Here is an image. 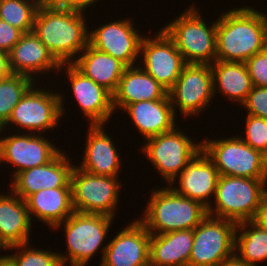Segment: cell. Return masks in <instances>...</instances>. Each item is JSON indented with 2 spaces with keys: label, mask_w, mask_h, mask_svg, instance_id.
Instances as JSON below:
<instances>
[{
  "label": "cell",
  "mask_w": 267,
  "mask_h": 266,
  "mask_svg": "<svg viewBox=\"0 0 267 266\" xmlns=\"http://www.w3.org/2000/svg\"><path fill=\"white\" fill-rule=\"evenodd\" d=\"M237 224L207 215L194 228L189 266H219L235 253Z\"/></svg>",
  "instance_id": "obj_11"
},
{
  "label": "cell",
  "mask_w": 267,
  "mask_h": 266,
  "mask_svg": "<svg viewBox=\"0 0 267 266\" xmlns=\"http://www.w3.org/2000/svg\"><path fill=\"white\" fill-rule=\"evenodd\" d=\"M251 221L267 230V192L262 196L256 214Z\"/></svg>",
  "instance_id": "obj_38"
},
{
  "label": "cell",
  "mask_w": 267,
  "mask_h": 266,
  "mask_svg": "<svg viewBox=\"0 0 267 266\" xmlns=\"http://www.w3.org/2000/svg\"><path fill=\"white\" fill-rule=\"evenodd\" d=\"M266 184L267 179L219 176L208 215L236 224L251 221L267 192Z\"/></svg>",
  "instance_id": "obj_6"
},
{
  "label": "cell",
  "mask_w": 267,
  "mask_h": 266,
  "mask_svg": "<svg viewBox=\"0 0 267 266\" xmlns=\"http://www.w3.org/2000/svg\"><path fill=\"white\" fill-rule=\"evenodd\" d=\"M72 204L75 212L104 214L115 217L119 208V176L93 175L74 164L70 177Z\"/></svg>",
  "instance_id": "obj_10"
},
{
  "label": "cell",
  "mask_w": 267,
  "mask_h": 266,
  "mask_svg": "<svg viewBox=\"0 0 267 266\" xmlns=\"http://www.w3.org/2000/svg\"><path fill=\"white\" fill-rule=\"evenodd\" d=\"M64 68V69H62ZM65 71L72 95L79 104L83 117L90 122L89 125H106L109 123L113 109V95L104 87L85 76L73 64H61L59 72ZM107 122V123H106Z\"/></svg>",
  "instance_id": "obj_16"
},
{
  "label": "cell",
  "mask_w": 267,
  "mask_h": 266,
  "mask_svg": "<svg viewBox=\"0 0 267 266\" xmlns=\"http://www.w3.org/2000/svg\"><path fill=\"white\" fill-rule=\"evenodd\" d=\"M8 193L0 194V242L6 248L29 243L33 223L26 201Z\"/></svg>",
  "instance_id": "obj_24"
},
{
  "label": "cell",
  "mask_w": 267,
  "mask_h": 266,
  "mask_svg": "<svg viewBox=\"0 0 267 266\" xmlns=\"http://www.w3.org/2000/svg\"><path fill=\"white\" fill-rule=\"evenodd\" d=\"M23 32L0 19V51L10 53Z\"/></svg>",
  "instance_id": "obj_36"
},
{
  "label": "cell",
  "mask_w": 267,
  "mask_h": 266,
  "mask_svg": "<svg viewBox=\"0 0 267 266\" xmlns=\"http://www.w3.org/2000/svg\"><path fill=\"white\" fill-rule=\"evenodd\" d=\"M150 238L145 225L135 219L108 241L99 266H150Z\"/></svg>",
  "instance_id": "obj_17"
},
{
  "label": "cell",
  "mask_w": 267,
  "mask_h": 266,
  "mask_svg": "<svg viewBox=\"0 0 267 266\" xmlns=\"http://www.w3.org/2000/svg\"><path fill=\"white\" fill-rule=\"evenodd\" d=\"M103 128L104 125H89L82 162L77 167L93 175L119 176L122 157Z\"/></svg>",
  "instance_id": "obj_21"
},
{
  "label": "cell",
  "mask_w": 267,
  "mask_h": 266,
  "mask_svg": "<svg viewBox=\"0 0 267 266\" xmlns=\"http://www.w3.org/2000/svg\"><path fill=\"white\" fill-rule=\"evenodd\" d=\"M126 67L120 79L118 88L113 94L114 112L123 110L127 105L149 100L164 99L168 91L141 67Z\"/></svg>",
  "instance_id": "obj_23"
},
{
  "label": "cell",
  "mask_w": 267,
  "mask_h": 266,
  "mask_svg": "<svg viewBox=\"0 0 267 266\" xmlns=\"http://www.w3.org/2000/svg\"><path fill=\"white\" fill-rule=\"evenodd\" d=\"M41 88V89H40ZM36 88L32 85L22 96L19 103L15 106L8 121L1 127L2 130L10 129L8 126L22 128L26 133L53 130L58 127L59 119L64 117L65 97L59 92H50L49 89ZM63 115V116H62ZM16 125V126H15ZM8 127V128H6Z\"/></svg>",
  "instance_id": "obj_8"
},
{
  "label": "cell",
  "mask_w": 267,
  "mask_h": 266,
  "mask_svg": "<svg viewBox=\"0 0 267 266\" xmlns=\"http://www.w3.org/2000/svg\"><path fill=\"white\" fill-rule=\"evenodd\" d=\"M25 201L31 221L35 217L51 230L74 212L71 187L41 189Z\"/></svg>",
  "instance_id": "obj_25"
},
{
  "label": "cell",
  "mask_w": 267,
  "mask_h": 266,
  "mask_svg": "<svg viewBox=\"0 0 267 266\" xmlns=\"http://www.w3.org/2000/svg\"><path fill=\"white\" fill-rule=\"evenodd\" d=\"M86 18L85 13L57 8L43 0L32 31L60 65L72 64L88 45Z\"/></svg>",
  "instance_id": "obj_1"
},
{
  "label": "cell",
  "mask_w": 267,
  "mask_h": 266,
  "mask_svg": "<svg viewBox=\"0 0 267 266\" xmlns=\"http://www.w3.org/2000/svg\"><path fill=\"white\" fill-rule=\"evenodd\" d=\"M145 208L138 219L151 235L194 229L208 215L203 204L178 194L170 185L154 189Z\"/></svg>",
  "instance_id": "obj_3"
},
{
  "label": "cell",
  "mask_w": 267,
  "mask_h": 266,
  "mask_svg": "<svg viewBox=\"0 0 267 266\" xmlns=\"http://www.w3.org/2000/svg\"><path fill=\"white\" fill-rule=\"evenodd\" d=\"M30 246V242L26 244L15 245L6 248L7 250H15L11 254L16 266H63L60 256L57 252L48 249L34 248ZM17 251V252H16ZM14 254V255H13Z\"/></svg>",
  "instance_id": "obj_32"
},
{
  "label": "cell",
  "mask_w": 267,
  "mask_h": 266,
  "mask_svg": "<svg viewBox=\"0 0 267 266\" xmlns=\"http://www.w3.org/2000/svg\"><path fill=\"white\" fill-rule=\"evenodd\" d=\"M168 95L175 115L177 110L184 118L205 112L214 98L210 64L186 63Z\"/></svg>",
  "instance_id": "obj_12"
},
{
  "label": "cell",
  "mask_w": 267,
  "mask_h": 266,
  "mask_svg": "<svg viewBox=\"0 0 267 266\" xmlns=\"http://www.w3.org/2000/svg\"><path fill=\"white\" fill-rule=\"evenodd\" d=\"M163 180L170 185L187 164L202 151V142L193 141L179 127L146 139L141 148Z\"/></svg>",
  "instance_id": "obj_9"
},
{
  "label": "cell",
  "mask_w": 267,
  "mask_h": 266,
  "mask_svg": "<svg viewBox=\"0 0 267 266\" xmlns=\"http://www.w3.org/2000/svg\"><path fill=\"white\" fill-rule=\"evenodd\" d=\"M48 1L57 8L86 13L87 12L86 9L88 7H93L92 5L97 3L99 0H48Z\"/></svg>",
  "instance_id": "obj_37"
},
{
  "label": "cell",
  "mask_w": 267,
  "mask_h": 266,
  "mask_svg": "<svg viewBox=\"0 0 267 266\" xmlns=\"http://www.w3.org/2000/svg\"><path fill=\"white\" fill-rule=\"evenodd\" d=\"M125 111L133 125L146 140L150 137L167 133L177 126L176 115L169 95L164 99L139 101L127 105Z\"/></svg>",
  "instance_id": "obj_22"
},
{
  "label": "cell",
  "mask_w": 267,
  "mask_h": 266,
  "mask_svg": "<svg viewBox=\"0 0 267 266\" xmlns=\"http://www.w3.org/2000/svg\"><path fill=\"white\" fill-rule=\"evenodd\" d=\"M202 151L214 163L220 176L267 179V157L237 136L204 138Z\"/></svg>",
  "instance_id": "obj_7"
},
{
  "label": "cell",
  "mask_w": 267,
  "mask_h": 266,
  "mask_svg": "<svg viewBox=\"0 0 267 266\" xmlns=\"http://www.w3.org/2000/svg\"><path fill=\"white\" fill-rule=\"evenodd\" d=\"M193 5L161 28L174 41L185 63L211 65L216 60L217 19L208 25Z\"/></svg>",
  "instance_id": "obj_5"
},
{
  "label": "cell",
  "mask_w": 267,
  "mask_h": 266,
  "mask_svg": "<svg viewBox=\"0 0 267 266\" xmlns=\"http://www.w3.org/2000/svg\"><path fill=\"white\" fill-rule=\"evenodd\" d=\"M155 36H144L140 47V66L167 91L179 78L186 64L174 41L161 28Z\"/></svg>",
  "instance_id": "obj_13"
},
{
  "label": "cell",
  "mask_w": 267,
  "mask_h": 266,
  "mask_svg": "<svg viewBox=\"0 0 267 266\" xmlns=\"http://www.w3.org/2000/svg\"><path fill=\"white\" fill-rule=\"evenodd\" d=\"M264 51L267 53V29H266L265 38H264Z\"/></svg>",
  "instance_id": "obj_42"
},
{
  "label": "cell",
  "mask_w": 267,
  "mask_h": 266,
  "mask_svg": "<svg viewBox=\"0 0 267 266\" xmlns=\"http://www.w3.org/2000/svg\"><path fill=\"white\" fill-rule=\"evenodd\" d=\"M219 266H248L239 260L235 255L230 259L223 261Z\"/></svg>",
  "instance_id": "obj_40"
},
{
  "label": "cell",
  "mask_w": 267,
  "mask_h": 266,
  "mask_svg": "<svg viewBox=\"0 0 267 266\" xmlns=\"http://www.w3.org/2000/svg\"><path fill=\"white\" fill-rule=\"evenodd\" d=\"M219 176V172L214 163L201 151L187 164L175 180L171 182L170 187L178 194L198 201L208 208L215 195ZM175 183L178 185L176 186Z\"/></svg>",
  "instance_id": "obj_19"
},
{
  "label": "cell",
  "mask_w": 267,
  "mask_h": 266,
  "mask_svg": "<svg viewBox=\"0 0 267 266\" xmlns=\"http://www.w3.org/2000/svg\"><path fill=\"white\" fill-rule=\"evenodd\" d=\"M33 84H36L33 79L18 74L0 80V128L8 121L15 106Z\"/></svg>",
  "instance_id": "obj_31"
},
{
  "label": "cell",
  "mask_w": 267,
  "mask_h": 266,
  "mask_svg": "<svg viewBox=\"0 0 267 266\" xmlns=\"http://www.w3.org/2000/svg\"><path fill=\"white\" fill-rule=\"evenodd\" d=\"M245 123V137H239L267 157V119L247 114Z\"/></svg>",
  "instance_id": "obj_33"
},
{
  "label": "cell",
  "mask_w": 267,
  "mask_h": 266,
  "mask_svg": "<svg viewBox=\"0 0 267 266\" xmlns=\"http://www.w3.org/2000/svg\"><path fill=\"white\" fill-rule=\"evenodd\" d=\"M114 218L104 214L73 212L64 222L53 229L64 227L66 252H58L63 266H86L89 260L101 250V260L107 244H103ZM61 226V227H60ZM63 226V227H62ZM102 246V247H101Z\"/></svg>",
  "instance_id": "obj_4"
},
{
  "label": "cell",
  "mask_w": 267,
  "mask_h": 266,
  "mask_svg": "<svg viewBox=\"0 0 267 266\" xmlns=\"http://www.w3.org/2000/svg\"><path fill=\"white\" fill-rule=\"evenodd\" d=\"M194 229L151 235L150 266H189Z\"/></svg>",
  "instance_id": "obj_26"
},
{
  "label": "cell",
  "mask_w": 267,
  "mask_h": 266,
  "mask_svg": "<svg viewBox=\"0 0 267 266\" xmlns=\"http://www.w3.org/2000/svg\"><path fill=\"white\" fill-rule=\"evenodd\" d=\"M210 67L214 96L222 93L223 97L231 99L230 102H237L241 106L253 87L245 63L215 60Z\"/></svg>",
  "instance_id": "obj_28"
},
{
  "label": "cell",
  "mask_w": 267,
  "mask_h": 266,
  "mask_svg": "<svg viewBox=\"0 0 267 266\" xmlns=\"http://www.w3.org/2000/svg\"><path fill=\"white\" fill-rule=\"evenodd\" d=\"M43 0H0V19L28 33L33 30L34 19Z\"/></svg>",
  "instance_id": "obj_30"
},
{
  "label": "cell",
  "mask_w": 267,
  "mask_h": 266,
  "mask_svg": "<svg viewBox=\"0 0 267 266\" xmlns=\"http://www.w3.org/2000/svg\"><path fill=\"white\" fill-rule=\"evenodd\" d=\"M80 54L72 64L113 95L126 66L113 56L101 52L89 44Z\"/></svg>",
  "instance_id": "obj_27"
},
{
  "label": "cell",
  "mask_w": 267,
  "mask_h": 266,
  "mask_svg": "<svg viewBox=\"0 0 267 266\" xmlns=\"http://www.w3.org/2000/svg\"><path fill=\"white\" fill-rule=\"evenodd\" d=\"M14 73L10 67L9 53L0 51V80H4L12 76Z\"/></svg>",
  "instance_id": "obj_39"
},
{
  "label": "cell",
  "mask_w": 267,
  "mask_h": 266,
  "mask_svg": "<svg viewBox=\"0 0 267 266\" xmlns=\"http://www.w3.org/2000/svg\"><path fill=\"white\" fill-rule=\"evenodd\" d=\"M9 57L13 73L27 76L33 81L38 80V75L48 76L53 70V73L57 71L58 75L60 64L33 31L22 34L10 51Z\"/></svg>",
  "instance_id": "obj_20"
},
{
  "label": "cell",
  "mask_w": 267,
  "mask_h": 266,
  "mask_svg": "<svg viewBox=\"0 0 267 266\" xmlns=\"http://www.w3.org/2000/svg\"><path fill=\"white\" fill-rule=\"evenodd\" d=\"M4 132L0 128V134ZM0 135V165L4 162L16 167L13 177L23 170L50 162L61 150L50 138L35 133ZM3 137V138H2Z\"/></svg>",
  "instance_id": "obj_14"
},
{
  "label": "cell",
  "mask_w": 267,
  "mask_h": 266,
  "mask_svg": "<svg viewBox=\"0 0 267 266\" xmlns=\"http://www.w3.org/2000/svg\"><path fill=\"white\" fill-rule=\"evenodd\" d=\"M0 266H16L13 257L10 254L0 255Z\"/></svg>",
  "instance_id": "obj_41"
},
{
  "label": "cell",
  "mask_w": 267,
  "mask_h": 266,
  "mask_svg": "<svg viewBox=\"0 0 267 266\" xmlns=\"http://www.w3.org/2000/svg\"><path fill=\"white\" fill-rule=\"evenodd\" d=\"M267 15L251 6L221 13L216 25V60L245 63L264 51Z\"/></svg>",
  "instance_id": "obj_2"
},
{
  "label": "cell",
  "mask_w": 267,
  "mask_h": 266,
  "mask_svg": "<svg viewBox=\"0 0 267 266\" xmlns=\"http://www.w3.org/2000/svg\"><path fill=\"white\" fill-rule=\"evenodd\" d=\"M70 160L66 151L64 153L61 150L50 162L23 170L11 177L10 190L26 200L41 189L71 187L70 177L74 165Z\"/></svg>",
  "instance_id": "obj_18"
},
{
  "label": "cell",
  "mask_w": 267,
  "mask_h": 266,
  "mask_svg": "<svg viewBox=\"0 0 267 266\" xmlns=\"http://www.w3.org/2000/svg\"><path fill=\"white\" fill-rule=\"evenodd\" d=\"M253 86L267 87V53H256L245 62Z\"/></svg>",
  "instance_id": "obj_34"
},
{
  "label": "cell",
  "mask_w": 267,
  "mask_h": 266,
  "mask_svg": "<svg viewBox=\"0 0 267 266\" xmlns=\"http://www.w3.org/2000/svg\"><path fill=\"white\" fill-rule=\"evenodd\" d=\"M132 19H119L102 24L100 27L98 25L93 31L90 29L88 44L118 59L126 67L135 66L145 35L136 30Z\"/></svg>",
  "instance_id": "obj_15"
},
{
  "label": "cell",
  "mask_w": 267,
  "mask_h": 266,
  "mask_svg": "<svg viewBox=\"0 0 267 266\" xmlns=\"http://www.w3.org/2000/svg\"><path fill=\"white\" fill-rule=\"evenodd\" d=\"M0 250H6V247L0 242Z\"/></svg>",
  "instance_id": "obj_43"
},
{
  "label": "cell",
  "mask_w": 267,
  "mask_h": 266,
  "mask_svg": "<svg viewBox=\"0 0 267 266\" xmlns=\"http://www.w3.org/2000/svg\"><path fill=\"white\" fill-rule=\"evenodd\" d=\"M241 107H244L249 115L267 119V87L253 86Z\"/></svg>",
  "instance_id": "obj_35"
},
{
  "label": "cell",
  "mask_w": 267,
  "mask_h": 266,
  "mask_svg": "<svg viewBox=\"0 0 267 266\" xmlns=\"http://www.w3.org/2000/svg\"><path fill=\"white\" fill-rule=\"evenodd\" d=\"M234 255L248 266L267 261V230L252 221L238 223Z\"/></svg>",
  "instance_id": "obj_29"
}]
</instances>
